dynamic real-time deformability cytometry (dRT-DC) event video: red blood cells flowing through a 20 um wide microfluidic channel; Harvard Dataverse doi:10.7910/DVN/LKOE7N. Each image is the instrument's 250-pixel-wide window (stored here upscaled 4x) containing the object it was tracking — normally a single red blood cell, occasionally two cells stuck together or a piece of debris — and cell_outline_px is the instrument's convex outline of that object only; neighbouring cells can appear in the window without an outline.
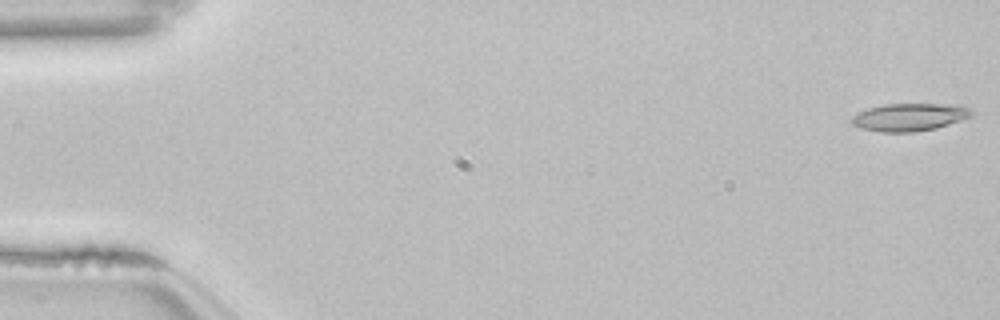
{"species": "common noctule bat (a hibernating species)", "species_latin": "Nyctalus noctula", "temperature_condition": "room temperature", "stored_images_in_passage": 54, "camera_frame_rate_fps": 3000, "um_per_image_px": 0.085, "animal": {"sex": "female", "body_mass_g": 22.7, "forearm_length_mm": 54.2}, "frame": {"image": 1, "passage_image": 1, "time_ms": 0.0, "image_size_px": [1000, 320], "cell_outline_px": [[972, 116], [936, 128], [912, 132], [880, 132], [860, 128], [852, 124], [848, 120], [852, 116], [868, 108], [884, 104], [960, 104], [968, 108], [972, 112]], "centroid_in_image_um": [77.27, 9.95], "position_along_channel_um": 7.7, "area_um2": 19.36}}
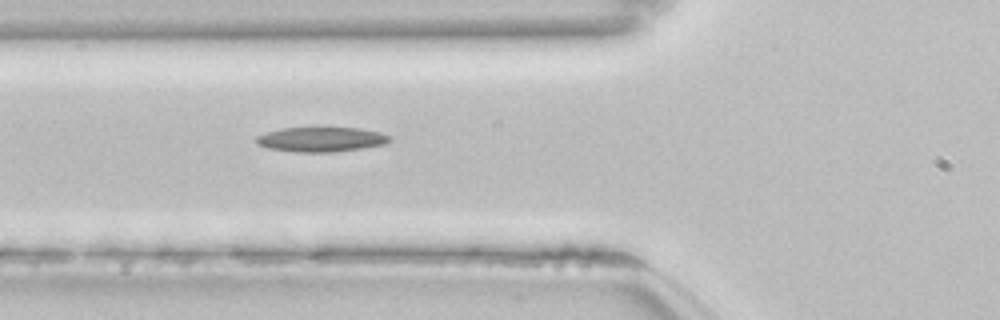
{"frame": {"image": 2, "passage_image": 20, "time_ms": 6.333, "image_size_px": [1000, 320], "cell_outline_px": [[392, 136], [384, 144], [364, 148], [332, 152], [296, 152], [268, 148], [256, 144], [256, 136], [280, 128], [360, 128], [380, 132]], "centroid_in_image_um": [27.29, 11.85], "position_along_channel_um": 98.5, "area_um2": 19.13}}
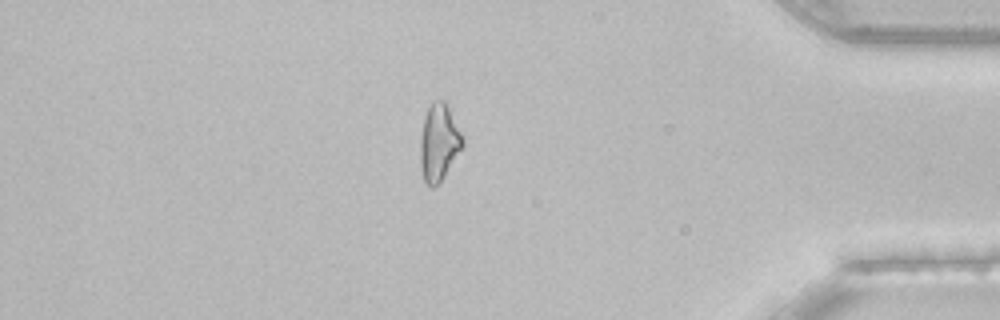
{"frame": {"image": 3, "passage_image": 46, "time_ms": 15.0, "image_size_px": [1000, 320], "cell_outline_px": [[464, 144], [444, 176], [432, 188], [428, 188], [424, 184], [420, 168], [420, 136], [424, 116], [432, 100], [444, 100], [464, 140]], "centroid_in_image_um": [37.26, 12.14], "position_along_channel_um": 397.9, "area_um2": 18.9}}